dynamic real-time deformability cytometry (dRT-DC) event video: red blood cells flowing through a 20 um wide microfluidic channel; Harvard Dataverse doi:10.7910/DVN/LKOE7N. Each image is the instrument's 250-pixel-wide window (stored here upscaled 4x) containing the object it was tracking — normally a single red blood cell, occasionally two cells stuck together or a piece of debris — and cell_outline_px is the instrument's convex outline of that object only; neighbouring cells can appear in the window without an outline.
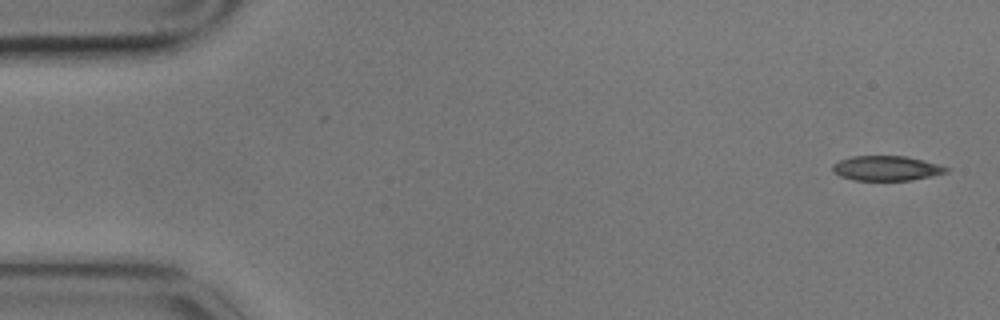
{"species": "common noctule bat (a hibernating species)", "species_latin": "Nyctalus noctula", "temperature_condition": "cold", "stored_images_in_passage": 12, "camera_frame_rate_fps": 3000, "um_per_image_px": 0.085, "animal": {"sex": "male", "body_mass_g": 17.9}, "frame": {"image": 1, "passage_image": 1, "time_ms": 0.0, "image_size_px": [1000, 320], "cell_outline_px": [[952, 168], [948, 172], [932, 176], [912, 180], [852, 180], [840, 176], [832, 172], [832, 164], [840, 160], [852, 156], [904, 156], [924, 160]], "centroid_in_image_um": [75.36, 14.3], "position_along_channel_um": 9.6, "area_um2": 16.59}}
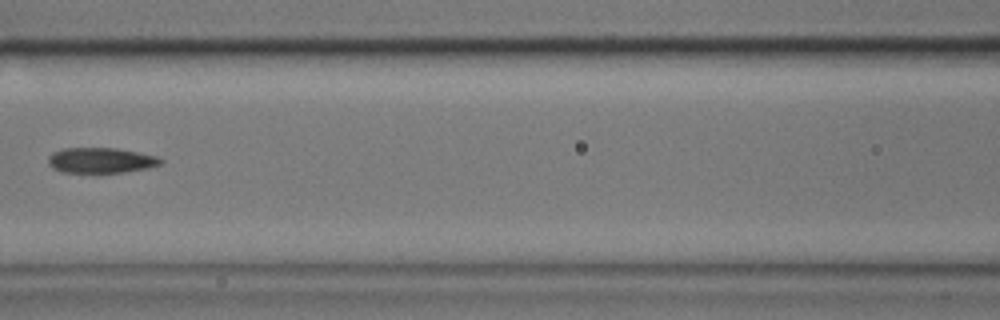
{"frame": {"image": 2, "passage_image": 6, "time_ms": 1.667, "image_size_px": [1000, 320], "cell_outline_px": [[164, 160], [160, 164], [148, 168], [124, 172], [96, 176], [60, 172], [52, 168], [48, 164], [48, 156], [52, 152], [64, 148], [116, 148], [156, 156]], "centroid_in_image_um": [8.5, 13.68], "position_along_channel_um": 158.1, "area_um2": 17.51}}
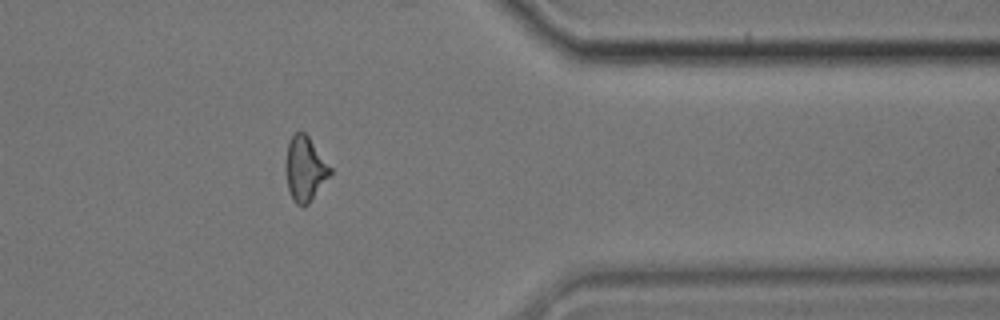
{"frame": {"image": 3, "passage_image": 12, "time_ms": 3.667, "image_size_px": [1000, 320], "cell_outline_px": [[332, 172], [308, 204], [304, 208], [296, 204], [292, 200], [288, 188], [284, 168], [284, 164], [288, 144], [292, 132], [300, 128], [308, 136], [332, 168]], "centroid_in_image_um": [25.89, 14.32], "position_along_channel_um": 385.5, "area_um2": 17.11}}